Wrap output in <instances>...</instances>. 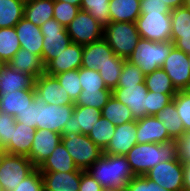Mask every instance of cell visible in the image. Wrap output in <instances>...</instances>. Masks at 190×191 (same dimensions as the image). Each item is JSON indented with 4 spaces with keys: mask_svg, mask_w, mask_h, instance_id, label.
<instances>
[{
    "mask_svg": "<svg viewBox=\"0 0 190 191\" xmlns=\"http://www.w3.org/2000/svg\"><path fill=\"white\" fill-rule=\"evenodd\" d=\"M36 167L22 155L8 154L0 166V185L3 191H13Z\"/></svg>",
    "mask_w": 190,
    "mask_h": 191,
    "instance_id": "8",
    "label": "cell"
},
{
    "mask_svg": "<svg viewBox=\"0 0 190 191\" xmlns=\"http://www.w3.org/2000/svg\"><path fill=\"white\" fill-rule=\"evenodd\" d=\"M72 43L87 45L104 37V27L88 12L80 9L76 17L66 26Z\"/></svg>",
    "mask_w": 190,
    "mask_h": 191,
    "instance_id": "10",
    "label": "cell"
},
{
    "mask_svg": "<svg viewBox=\"0 0 190 191\" xmlns=\"http://www.w3.org/2000/svg\"><path fill=\"white\" fill-rule=\"evenodd\" d=\"M176 94H164L159 92H147V116L156 115L159 113L167 104L173 101Z\"/></svg>",
    "mask_w": 190,
    "mask_h": 191,
    "instance_id": "45",
    "label": "cell"
},
{
    "mask_svg": "<svg viewBox=\"0 0 190 191\" xmlns=\"http://www.w3.org/2000/svg\"><path fill=\"white\" fill-rule=\"evenodd\" d=\"M54 1H62V2H68L72 5H75V6H81V2L82 0H54Z\"/></svg>",
    "mask_w": 190,
    "mask_h": 191,
    "instance_id": "57",
    "label": "cell"
},
{
    "mask_svg": "<svg viewBox=\"0 0 190 191\" xmlns=\"http://www.w3.org/2000/svg\"><path fill=\"white\" fill-rule=\"evenodd\" d=\"M140 13H171V10L160 0H140Z\"/></svg>",
    "mask_w": 190,
    "mask_h": 191,
    "instance_id": "49",
    "label": "cell"
},
{
    "mask_svg": "<svg viewBox=\"0 0 190 191\" xmlns=\"http://www.w3.org/2000/svg\"><path fill=\"white\" fill-rule=\"evenodd\" d=\"M126 157L135 176H145L158 163L178 158L177 141L136 144Z\"/></svg>",
    "mask_w": 190,
    "mask_h": 191,
    "instance_id": "2",
    "label": "cell"
},
{
    "mask_svg": "<svg viewBox=\"0 0 190 191\" xmlns=\"http://www.w3.org/2000/svg\"><path fill=\"white\" fill-rule=\"evenodd\" d=\"M162 69L170 77L177 91L187 90L190 86L188 54L173 47L165 59Z\"/></svg>",
    "mask_w": 190,
    "mask_h": 191,
    "instance_id": "13",
    "label": "cell"
},
{
    "mask_svg": "<svg viewBox=\"0 0 190 191\" xmlns=\"http://www.w3.org/2000/svg\"><path fill=\"white\" fill-rule=\"evenodd\" d=\"M184 175H183V184L184 191H190V163L183 164Z\"/></svg>",
    "mask_w": 190,
    "mask_h": 191,
    "instance_id": "54",
    "label": "cell"
},
{
    "mask_svg": "<svg viewBox=\"0 0 190 191\" xmlns=\"http://www.w3.org/2000/svg\"><path fill=\"white\" fill-rule=\"evenodd\" d=\"M155 117L163 122L168 135L173 140L181 138L185 133L184 125L178 115L174 100L167 104L159 113L155 115Z\"/></svg>",
    "mask_w": 190,
    "mask_h": 191,
    "instance_id": "30",
    "label": "cell"
},
{
    "mask_svg": "<svg viewBox=\"0 0 190 191\" xmlns=\"http://www.w3.org/2000/svg\"><path fill=\"white\" fill-rule=\"evenodd\" d=\"M37 169L40 172H75L78 168L68 150L60 142Z\"/></svg>",
    "mask_w": 190,
    "mask_h": 191,
    "instance_id": "26",
    "label": "cell"
},
{
    "mask_svg": "<svg viewBox=\"0 0 190 191\" xmlns=\"http://www.w3.org/2000/svg\"><path fill=\"white\" fill-rule=\"evenodd\" d=\"M112 96V90H82L76 101L75 105L94 107L99 110L107 104Z\"/></svg>",
    "mask_w": 190,
    "mask_h": 191,
    "instance_id": "37",
    "label": "cell"
},
{
    "mask_svg": "<svg viewBox=\"0 0 190 191\" xmlns=\"http://www.w3.org/2000/svg\"><path fill=\"white\" fill-rule=\"evenodd\" d=\"M184 7L190 10V0H185Z\"/></svg>",
    "mask_w": 190,
    "mask_h": 191,
    "instance_id": "58",
    "label": "cell"
},
{
    "mask_svg": "<svg viewBox=\"0 0 190 191\" xmlns=\"http://www.w3.org/2000/svg\"><path fill=\"white\" fill-rule=\"evenodd\" d=\"M13 126H16L14 116L0 114V146L6 147L12 140Z\"/></svg>",
    "mask_w": 190,
    "mask_h": 191,
    "instance_id": "47",
    "label": "cell"
},
{
    "mask_svg": "<svg viewBox=\"0 0 190 191\" xmlns=\"http://www.w3.org/2000/svg\"><path fill=\"white\" fill-rule=\"evenodd\" d=\"M145 74L136 65L128 60L124 61L121 74L117 83V87H124L125 85H137L144 83Z\"/></svg>",
    "mask_w": 190,
    "mask_h": 191,
    "instance_id": "40",
    "label": "cell"
},
{
    "mask_svg": "<svg viewBox=\"0 0 190 191\" xmlns=\"http://www.w3.org/2000/svg\"><path fill=\"white\" fill-rule=\"evenodd\" d=\"M54 0L25 1L23 17L34 25L41 26L53 18Z\"/></svg>",
    "mask_w": 190,
    "mask_h": 191,
    "instance_id": "28",
    "label": "cell"
},
{
    "mask_svg": "<svg viewBox=\"0 0 190 191\" xmlns=\"http://www.w3.org/2000/svg\"><path fill=\"white\" fill-rule=\"evenodd\" d=\"M100 117L101 110L97 108L75 105L70 119L63 127L62 134L74 132L88 135Z\"/></svg>",
    "mask_w": 190,
    "mask_h": 191,
    "instance_id": "17",
    "label": "cell"
},
{
    "mask_svg": "<svg viewBox=\"0 0 190 191\" xmlns=\"http://www.w3.org/2000/svg\"><path fill=\"white\" fill-rule=\"evenodd\" d=\"M24 0H0V28L15 27L23 18Z\"/></svg>",
    "mask_w": 190,
    "mask_h": 191,
    "instance_id": "31",
    "label": "cell"
},
{
    "mask_svg": "<svg viewBox=\"0 0 190 191\" xmlns=\"http://www.w3.org/2000/svg\"><path fill=\"white\" fill-rule=\"evenodd\" d=\"M183 163L178 159L158 163L145 176L168 191H184Z\"/></svg>",
    "mask_w": 190,
    "mask_h": 191,
    "instance_id": "11",
    "label": "cell"
},
{
    "mask_svg": "<svg viewBox=\"0 0 190 191\" xmlns=\"http://www.w3.org/2000/svg\"><path fill=\"white\" fill-rule=\"evenodd\" d=\"M55 77L59 81L60 86H63V90L68 93L70 99L75 102L82 92V87L79 82V69L62 72L55 75Z\"/></svg>",
    "mask_w": 190,
    "mask_h": 191,
    "instance_id": "38",
    "label": "cell"
},
{
    "mask_svg": "<svg viewBox=\"0 0 190 191\" xmlns=\"http://www.w3.org/2000/svg\"><path fill=\"white\" fill-rule=\"evenodd\" d=\"M116 126L101 116L87 135L103 151L110 143Z\"/></svg>",
    "mask_w": 190,
    "mask_h": 191,
    "instance_id": "35",
    "label": "cell"
},
{
    "mask_svg": "<svg viewBox=\"0 0 190 191\" xmlns=\"http://www.w3.org/2000/svg\"><path fill=\"white\" fill-rule=\"evenodd\" d=\"M116 57L107 41L102 38L83 46L81 67L98 71L106 63H112Z\"/></svg>",
    "mask_w": 190,
    "mask_h": 191,
    "instance_id": "20",
    "label": "cell"
},
{
    "mask_svg": "<svg viewBox=\"0 0 190 191\" xmlns=\"http://www.w3.org/2000/svg\"><path fill=\"white\" fill-rule=\"evenodd\" d=\"M136 25L141 38L154 42L171 41V13H141Z\"/></svg>",
    "mask_w": 190,
    "mask_h": 191,
    "instance_id": "9",
    "label": "cell"
},
{
    "mask_svg": "<svg viewBox=\"0 0 190 191\" xmlns=\"http://www.w3.org/2000/svg\"><path fill=\"white\" fill-rule=\"evenodd\" d=\"M7 155V150L5 147L0 146V166L2 165L3 159Z\"/></svg>",
    "mask_w": 190,
    "mask_h": 191,
    "instance_id": "56",
    "label": "cell"
},
{
    "mask_svg": "<svg viewBox=\"0 0 190 191\" xmlns=\"http://www.w3.org/2000/svg\"><path fill=\"white\" fill-rule=\"evenodd\" d=\"M103 191H117V190H111V189H107V190H103Z\"/></svg>",
    "mask_w": 190,
    "mask_h": 191,
    "instance_id": "60",
    "label": "cell"
},
{
    "mask_svg": "<svg viewBox=\"0 0 190 191\" xmlns=\"http://www.w3.org/2000/svg\"><path fill=\"white\" fill-rule=\"evenodd\" d=\"M34 80L30 74L15 70L8 63L0 64V95L16 90L32 89Z\"/></svg>",
    "mask_w": 190,
    "mask_h": 191,
    "instance_id": "21",
    "label": "cell"
},
{
    "mask_svg": "<svg viewBox=\"0 0 190 191\" xmlns=\"http://www.w3.org/2000/svg\"><path fill=\"white\" fill-rule=\"evenodd\" d=\"M137 144L164 143L173 140L166 130L163 122L155 115H148L136 121Z\"/></svg>",
    "mask_w": 190,
    "mask_h": 191,
    "instance_id": "18",
    "label": "cell"
},
{
    "mask_svg": "<svg viewBox=\"0 0 190 191\" xmlns=\"http://www.w3.org/2000/svg\"><path fill=\"white\" fill-rule=\"evenodd\" d=\"M35 107L37 129H47L62 135L63 127L70 119L75 104L57 106L35 98Z\"/></svg>",
    "mask_w": 190,
    "mask_h": 191,
    "instance_id": "7",
    "label": "cell"
},
{
    "mask_svg": "<svg viewBox=\"0 0 190 191\" xmlns=\"http://www.w3.org/2000/svg\"><path fill=\"white\" fill-rule=\"evenodd\" d=\"M147 87L145 83L125 85L112 90V96L128 106L134 120L147 116Z\"/></svg>",
    "mask_w": 190,
    "mask_h": 191,
    "instance_id": "12",
    "label": "cell"
},
{
    "mask_svg": "<svg viewBox=\"0 0 190 191\" xmlns=\"http://www.w3.org/2000/svg\"><path fill=\"white\" fill-rule=\"evenodd\" d=\"M104 189L87 171L81 170L79 191H103Z\"/></svg>",
    "mask_w": 190,
    "mask_h": 191,
    "instance_id": "52",
    "label": "cell"
},
{
    "mask_svg": "<svg viewBox=\"0 0 190 191\" xmlns=\"http://www.w3.org/2000/svg\"><path fill=\"white\" fill-rule=\"evenodd\" d=\"M35 131L36 128L16 121V126H13L12 140L5 147L7 153L28 157L32 148Z\"/></svg>",
    "mask_w": 190,
    "mask_h": 191,
    "instance_id": "25",
    "label": "cell"
},
{
    "mask_svg": "<svg viewBox=\"0 0 190 191\" xmlns=\"http://www.w3.org/2000/svg\"><path fill=\"white\" fill-rule=\"evenodd\" d=\"M86 171L104 190L124 191L135 176L126 156L105 153Z\"/></svg>",
    "mask_w": 190,
    "mask_h": 191,
    "instance_id": "1",
    "label": "cell"
},
{
    "mask_svg": "<svg viewBox=\"0 0 190 191\" xmlns=\"http://www.w3.org/2000/svg\"><path fill=\"white\" fill-rule=\"evenodd\" d=\"M110 0H82L80 9L88 12L104 28L111 22Z\"/></svg>",
    "mask_w": 190,
    "mask_h": 191,
    "instance_id": "36",
    "label": "cell"
},
{
    "mask_svg": "<svg viewBox=\"0 0 190 191\" xmlns=\"http://www.w3.org/2000/svg\"><path fill=\"white\" fill-rule=\"evenodd\" d=\"M176 109L181 118L185 132H190V92L187 90L177 91L174 96Z\"/></svg>",
    "mask_w": 190,
    "mask_h": 191,
    "instance_id": "44",
    "label": "cell"
},
{
    "mask_svg": "<svg viewBox=\"0 0 190 191\" xmlns=\"http://www.w3.org/2000/svg\"><path fill=\"white\" fill-rule=\"evenodd\" d=\"M188 64H189V69H190V53L188 54Z\"/></svg>",
    "mask_w": 190,
    "mask_h": 191,
    "instance_id": "59",
    "label": "cell"
},
{
    "mask_svg": "<svg viewBox=\"0 0 190 191\" xmlns=\"http://www.w3.org/2000/svg\"><path fill=\"white\" fill-rule=\"evenodd\" d=\"M79 78L82 90L108 89L97 70L80 67Z\"/></svg>",
    "mask_w": 190,
    "mask_h": 191,
    "instance_id": "42",
    "label": "cell"
},
{
    "mask_svg": "<svg viewBox=\"0 0 190 191\" xmlns=\"http://www.w3.org/2000/svg\"><path fill=\"white\" fill-rule=\"evenodd\" d=\"M62 135L47 129H36L28 158L38 168L61 142Z\"/></svg>",
    "mask_w": 190,
    "mask_h": 191,
    "instance_id": "15",
    "label": "cell"
},
{
    "mask_svg": "<svg viewBox=\"0 0 190 191\" xmlns=\"http://www.w3.org/2000/svg\"><path fill=\"white\" fill-rule=\"evenodd\" d=\"M36 98L35 89L16 90L12 93L0 95V110L2 113L16 117L23 112L28 105Z\"/></svg>",
    "mask_w": 190,
    "mask_h": 191,
    "instance_id": "24",
    "label": "cell"
},
{
    "mask_svg": "<svg viewBox=\"0 0 190 191\" xmlns=\"http://www.w3.org/2000/svg\"><path fill=\"white\" fill-rule=\"evenodd\" d=\"M8 64L15 70L30 74L34 79L45 73V66L39 55L20 48Z\"/></svg>",
    "mask_w": 190,
    "mask_h": 191,
    "instance_id": "27",
    "label": "cell"
},
{
    "mask_svg": "<svg viewBox=\"0 0 190 191\" xmlns=\"http://www.w3.org/2000/svg\"><path fill=\"white\" fill-rule=\"evenodd\" d=\"M144 83L148 91L164 94H177V90L173 86L170 77L162 68L145 75Z\"/></svg>",
    "mask_w": 190,
    "mask_h": 191,
    "instance_id": "34",
    "label": "cell"
},
{
    "mask_svg": "<svg viewBox=\"0 0 190 191\" xmlns=\"http://www.w3.org/2000/svg\"><path fill=\"white\" fill-rule=\"evenodd\" d=\"M44 191H79L81 170L75 172H41Z\"/></svg>",
    "mask_w": 190,
    "mask_h": 191,
    "instance_id": "22",
    "label": "cell"
},
{
    "mask_svg": "<svg viewBox=\"0 0 190 191\" xmlns=\"http://www.w3.org/2000/svg\"><path fill=\"white\" fill-rule=\"evenodd\" d=\"M101 116L112 122L115 126L133 121L131 110L115 97L111 96L101 110Z\"/></svg>",
    "mask_w": 190,
    "mask_h": 191,
    "instance_id": "32",
    "label": "cell"
},
{
    "mask_svg": "<svg viewBox=\"0 0 190 191\" xmlns=\"http://www.w3.org/2000/svg\"><path fill=\"white\" fill-rule=\"evenodd\" d=\"M124 61L125 59L117 56L112 63H106L98 70L108 89L113 90L117 87Z\"/></svg>",
    "mask_w": 190,
    "mask_h": 191,
    "instance_id": "39",
    "label": "cell"
},
{
    "mask_svg": "<svg viewBox=\"0 0 190 191\" xmlns=\"http://www.w3.org/2000/svg\"><path fill=\"white\" fill-rule=\"evenodd\" d=\"M103 38L114 54L127 60L141 37L137 31L136 22H110L104 28Z\"/></svg>",
    "mask_w": 190,
    "mask_h": 191,
    "instance_id": "4",
    "label": "cell"
},
{
    "mask_svg": "<svg viewBox=\"0 0 190 191\" xmlns=\"http://www.w3.org/2000/svg\"><path fill=\"white\" fill-rule=\"evenodd\" d=\"M124 191H168L154 183L146 176H134L126 185Z\"/></svg>",
    "mask_w": 190,
    "mask_h": 191,
    "instance_id": "46",
    "label": "cell"
},
{
    "mask_svg": "<svg viewBox=\"0 0 190 191\" xmlns=\"http://www.w3.org/2000/svg\"><path fill=\"white\" fill-rule=\"evenodd\" d=\"M111 22H136L140 13V0H110Z\"/></svg>",
    "mask_w": 190,
    "mask_h": 191,
    "instance_id": "29",
    "label": "cell"
},
{
    "mask_svg": "<svg viewBox=\"0 0 190 191\" xmlns=\"http://www.w3.org/2000/svg\"><path fill=\"white\" fill-rule=\"evenodd\" d=\"M13 191H44L41 172L36 168Z\"/></svg>",
    "mask_w": 190,
    "mask_h": 191,
    "instance_id": "48",
    "label": "cell"
},
{
    "mask_svg": "<svg viewBox=\"0 0 190 191\" xmlns=\"http://www.w3.org/2000/svg\"><path fill=\"white\" fill-rule=\"evenodd\" d=\"M15 29L21 48L29 50L31 53L41 57L44 36L40 30V26L34 25L23 17L15 25Z\"/></svg>",
    "mask_w": 190,
    "mask_h": 191,
    "instance_id": "23",
    "label": "cell"
},
{
    "mask_svg": "<svg viewBox=\"0 0 190 191\" xmlns=\"http://www.w3.org/2000/svg\"><path fill=\"white\" fill-rule=\"evenodd\" d=\"M136 135V120L116 126L114 135L103 153L126 156L133 146L137 144Z\"/></svg>",
    "mask_w": 190,
    "mask_h": 191,
    "instance_id": "16",
    "label": "cell"
},
{
    "mask_svg": "<svg viewBox=\"0 0 190 191\" xmlns=\"http://www.w3.org/2000/svg\"><path fill=\"white\" fill-rule=\"evenodd\" d=\"M16 121L37 129L35 99L28 107L15 117Z\"/></svg>",
    "mask_w": 190,
    "mask_h": 191,
    "instance_id": "51",
    "label": "cell"
},
{
    "mask_svg": "<svg viewBox=\"0 0 190 191\" xmlns=\"http://www.w3.org/2000/svg\"><path fill=\"white\" fill-rule=\"evenodd\" d=\"M160 1L166 3L171 11L178 7H183L185 3V0H160Z\"/></svg>",
    "mask_w": 190,
    "mask_h": 191,
    "instance_id": "55",
    "label": "cell"
},
{
    "mask_svg": "<svg viewBox=\"0 0 190 191\" xmlns=\"http://www.w3.org/2000/svg\"><path fill=\"white\" fill-rule=\"evenodd\" d=\"M83 45L70 43L46 67L47 75L55 76L69 70L79 69L82 65Z\"/></svg>",
    "mask_w": 190,
    "mask_h": 191,
    "instance_id": "19",
    "label": "cell"
},
{
    "mask_svg": "<svg viewBox=\"0 0 190 191\" xmlns=\"http://www.w3.org/2000/svg\"><path fill=\"white\" fill-rule=\"evenodd\" d=\"M36 98L46 104H74L55 76L43 73L34 80Z\"/></svg>",
    "mask_w": 190,
    "mask_h": 191,
    "instance_id": "14",
    "label": "cell"
},
{
    "mask_svg": "<svg viewBox=\"0 0 190 191\" xmlns=\"http://www.w3.org/2000/svg\"><path fill=\"white\" fill-rule=\"evenodd\" d=\"M178 159L183 163H190V132H185L177 140Z\"/></svg>",
    "mask_w": 190,
    "mask_h": 191,
    "instance_id": "50",
    "label": "cell"
},
{
    "mask_svg": "<svg viewBox=\"0 0 190 191\" xmlns=\"http://www.w3.org/2000/svg\"><path fill=\"white\" fill-rule=\"evenodd\" d=\"M20 48L15 27L0 28V64H7Z\"/></svg>",
    "mask_w": 190,
    "mask_h": 191,
    "instance_id": "33",
    "label": "cell"
},
{
    "mask_svg": "<svg viewBox=\"0 0 190 191\" xmlns=\"http://www.w3.org/2000/svg\"><path fill=\"white\" fill-rule=\"evenodd\" d=\"M173 47L174 43L172 41L154 42L140 38L133 53L127 60L136 64L147 75L162 68Z\"/></svg>",
    "mask_w": 190,
    "mask_h": 191,
    "instance_id": "3",
    "label": "cell"
},
{
    "mask_svg": "<svg viewBox=\"0 0 190 191\" xmlns=\"http://www.w3.org/2000/svg\"><path fill=\"white\" fill-rule=\"evenodd\" d=\"M80 11L79 6L72 5L68 2L54 1L53 18L66 27Z\"/></svg>",
    "mask_w": 190,
    "mask_h": 191,
    "instance_id": "43",
    "label": "cell"
},
{
    "mask_svg": "<svg viewBox=\"0 0 190 191\" xmlns=\"http://www.w3.org/2000/svg\"><path fill=\"white\" fill-rule=\"evenodd\" d=\"M40 30L44 36L41 59L46 67L61 51L66 49L71 43V39L66 27L58 23L54 18L41 25Z\"/></svg>",
    "mask_w": 190,
    "mask_h": 191,
    "instance_id": "6",
    "label": "cell"
},
{
    "mask_svg": "<svg viewBox=\"0 0 190 191\" xmlns=\"http://www.w3.org/2000/svg\"><path fill=\"white\" fill-rule=\"evenodd\" d=\"M61 142L68 150L78 169L86 171L103 154L87 135L81 133H63Z\"/></svg>",
    "mask_w": 190,
    "mask_h": 191,
    "instance_id": "5",
    "label": "cell"
},
{
    "mask_svg": "<svg viewBox=\"0 0 190 191\" xmlns=\"http://www.w3.org/2000/svg\"><path fill=\"white\" fill-rule=\"evenodd\" d=\"M171 41L176 49L182 50L186 54L190 53V33L171 34Z\"/></svg>",
    "mask_w": 190,
    "mask_h": 191,
    "instance_id": "53",
    "label": "cell"
},
{
    "mask_svg": "<svg viewBox=\"0 0 190 191\" xmlns=\"http://www.w3.org/2000/svg\"><path fill=\"white\" fill-rule=\"evenodd\" d=\"M190 33V10L178 7L171 11V34Z\"/></svg>",
    "mask_w": 190,
    "mask_h": 191,
    "instance_id": "41",
    "label": "cell"
}]
</instances>
